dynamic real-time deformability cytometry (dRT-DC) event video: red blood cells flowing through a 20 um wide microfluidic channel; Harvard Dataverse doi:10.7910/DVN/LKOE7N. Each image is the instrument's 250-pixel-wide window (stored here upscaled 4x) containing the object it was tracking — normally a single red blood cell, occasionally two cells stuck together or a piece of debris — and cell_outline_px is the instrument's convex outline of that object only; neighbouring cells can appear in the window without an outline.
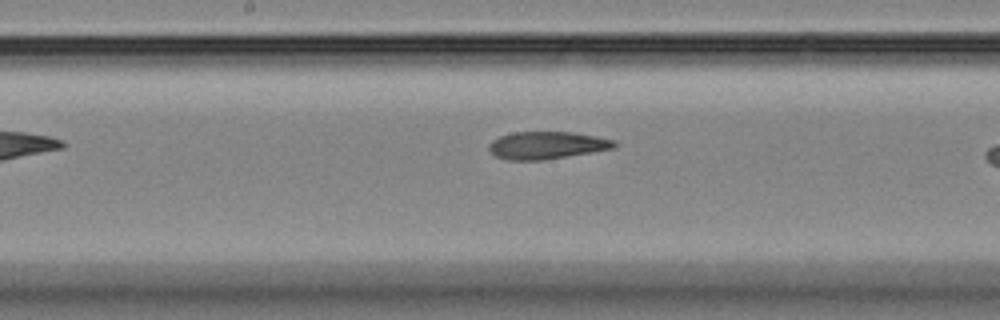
{"species": "Egyptian fruit bat (a non-hibernating species)", "species_latin": "Rousettus aegyptiacus", "temperature_condition": "room temperature", "stored_images_in_passage": 27, "camera_frame_rate_fps": 3000, "um_per_image_px": 0.085, "animal": {"sex": "female"}, "frame": {"image": 1, "passage_image": 12, "time_ms": 3.667, "image_size_px": [1000, 320], "cell_outline_px": [[616, 148], [544, 160], [508, 160], [496, 156], [488, 148], [488, 144], [492, 140], [500, 136], [512, 132], [572, 132], [596, 136], [616, 140]], "centroid_in_image_um": [46.49, 12.34], "position_along_channel_um": 201.7, "area_um2": 20.11}}
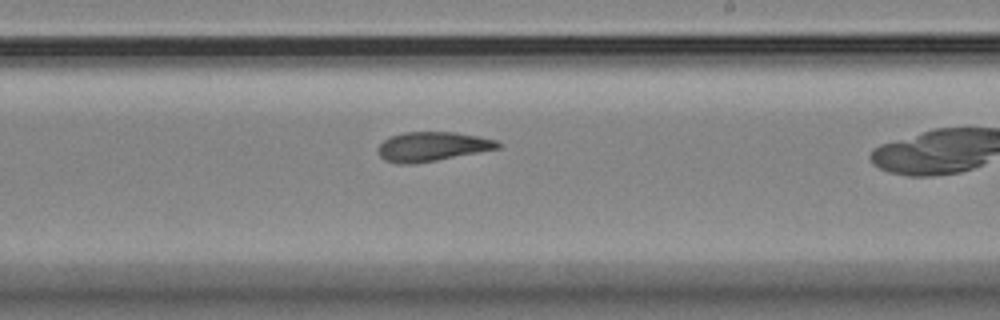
{"frame": {"image": 2, "passage_image": 16, "time_ms": 5.0, "image_size_px": [1000, 320], "cell_outline_px": [[500, 148], [436, 160], [412, 164], [396, 164], [384, 160], [376, 152], [376, 148], [388, 136], [404, 132], [456, 132], [480, 136], [496, 140], [500, 144]], "centroid_in_image_um": [36.68, 12.45], "position_along_channel_um": 252.3, "area_um2": 20.63}}